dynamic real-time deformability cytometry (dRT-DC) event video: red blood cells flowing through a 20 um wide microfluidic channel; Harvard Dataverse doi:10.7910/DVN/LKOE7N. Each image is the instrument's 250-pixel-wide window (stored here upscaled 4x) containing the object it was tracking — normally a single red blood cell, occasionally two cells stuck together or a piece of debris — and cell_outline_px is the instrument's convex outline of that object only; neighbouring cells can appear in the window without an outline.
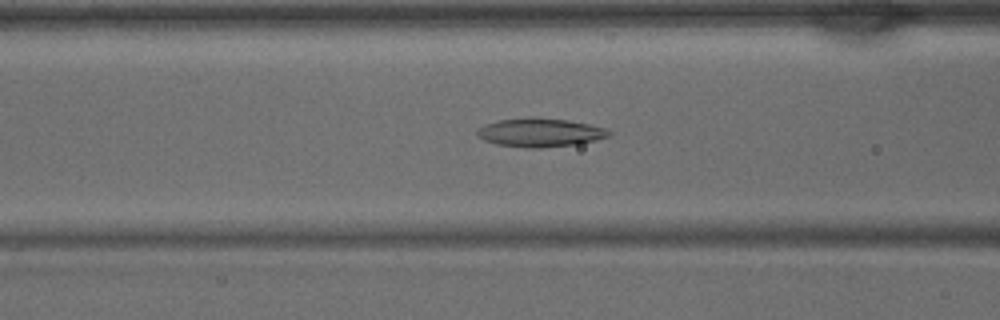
{"species": "common noctule bat (a hibernating species)", "species_latin": "Nyctalus noctula", "temperature_condition": "warm", "stored_images_in_passage": 41, "camera_frame_rate_fps": 3000, "um_per_image_px": 0.085, "animal": {"sex": "male", "body_mass_g": 15.6}, "frame": {"image": 1, "passage_image": 16, "time_ms": 5.0, "image_size_px": [1000, 320], "cell_outline_px": [[612, 132], [608, 136], [596, 140], [580, 144], [540, 148], [528, 148], [496, 144], [484, 140], [476, 136], [476, 132], [480, 128], [488, 124], [500, 120], [528, 116], [536, 116], [568, 120], [588, 124], [604, 128]], "centroid_in_image_um": [45.91, 11.26], "position_along_channel_um": 120.7, "area_um2": 22.14}}
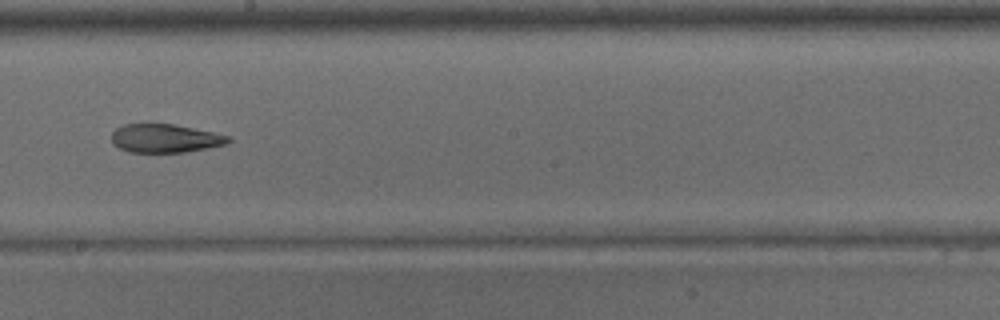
{"frame": {"image": 2, "passage_image": 23, "time_ms": 7.333, "image_size_px": [1000, 320], "cell_outline_px": [[232, 140], [224, 144], [184, 152], [128, 152], [112, 144], [112, 132], [116, 128], [124, 124], [172, 124], [232, 136]], "centroid_in_image_um": [14.0, 11.76], "position_along_channel_um": 234.2, "area_um2": 19.19}}
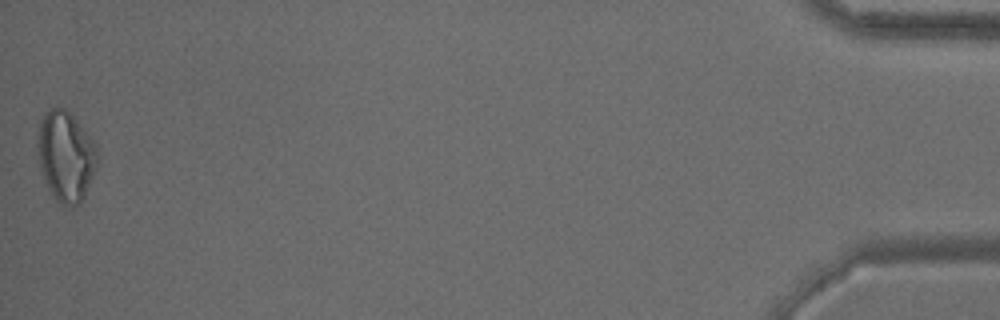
{"frame": {"image": 3, "passage_image": 41, "time_ms": 13.333, "image_size_px": [1000, 320], "cell_outline_px": [[100, 160], [84, 196], [80, 204], [64, 208], [56, 200], [48, 188], [40, 164], [36, 144], [40, 124], [44, 112], [56, 104], [64, 108], [72, 116], [96, 144]], "centroid_in_image_um": [5.6, 13.28], "position_along_channel_um": 429.6, "area_um2": 31.62}}